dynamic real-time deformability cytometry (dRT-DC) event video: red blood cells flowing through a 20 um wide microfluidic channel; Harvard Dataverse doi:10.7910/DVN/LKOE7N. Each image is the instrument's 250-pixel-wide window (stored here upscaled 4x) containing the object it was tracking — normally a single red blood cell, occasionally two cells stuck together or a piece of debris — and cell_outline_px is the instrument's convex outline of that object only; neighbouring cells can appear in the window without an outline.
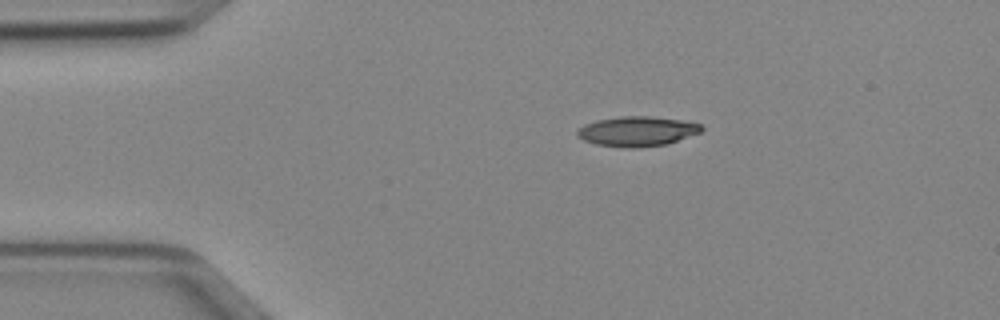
{"species": "Egyptian fruit bat (a non-hibernating species)", "species_latin": "Rousettus aegyptiacus", "temperature_condition": "cold", "stored_images_in_passage": 42, "camera_frame_rate_fps": 3000, "um_per_image_px": 0.085, "animal": {"sex": "female"}, "frame": {"image": 1, "passage_image": 1, "time_ms": 0.0, "image_size_px": [1000, 320], "cell_outline_px": [[704, 128], [700, 132], [668, 144], [636, 148], [624, 148], [596, 144], [584, 140], [576, 136], [576, 132], [584, 124], [596, 120], [620, 116], [648, 116], [680, 120], [700, 124]], "centroid_in_image_um": [54.13, 11.17], "position_along_channel_um": 30.9, "area_um2": 21.62}}
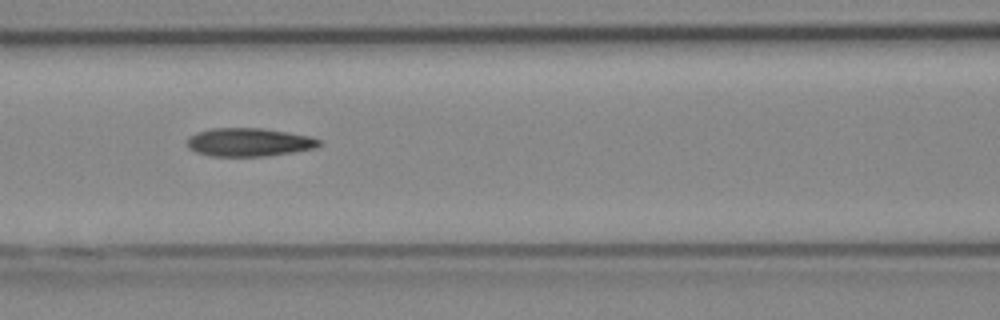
{"frame": {"image": 2, "passage_image": 13, "time_ms": 4.0, "image_size_px": [1000, 320], "cell_outline_px": [[320, 144], [316, 148], [268, 156], [212, 156], [196, 152], [188, 148], [188, 136], [196, 132], [212, 128], [264, 128], [288, 132], [308, 136], [320, 140]], "centroid_in_image_um": [21.14, 12.08], "position_along_channel_um": 145.5, "area_um2": 21.79}}
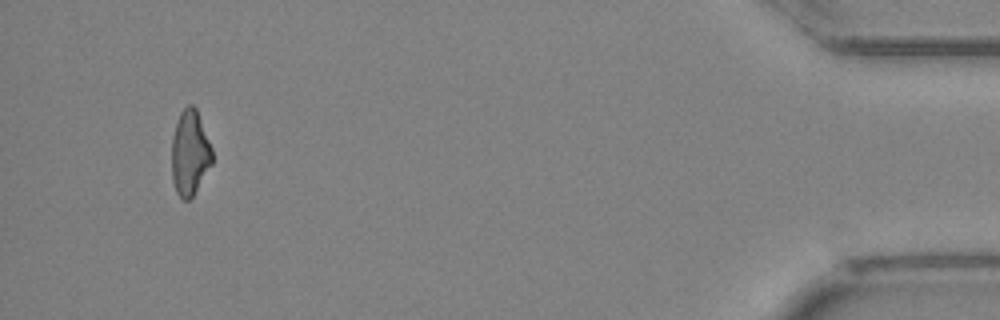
{"frame": {"image": 3, "passage_image": 39, "time_ms": 12.667, "image_size_px": [1000, 320], "cell_outline_px": [[212, 164], [192, 196], [188, 200], [184, 200], [176, 192], [172, 180], [172, 136], [180, 112], [188, 104], [192, 104], [196, 108], [212, 148]], "centroid_in_image_um": [16.13, 12.98], "position_along_channel_um": 419.1, "area_um2": 19.94}, "authors_computed_cell_mechanics": {"area_um2": 21.5305, "velocity_mm_per_s": 4.039, "shape_relaxation_time_tau1_ms": 7.6532, "shape_relaxation_time_tau2_ms": 4.2791, "deformation_change_tau1": 0.2134, "deformation_change_tau2": 0.1437}}